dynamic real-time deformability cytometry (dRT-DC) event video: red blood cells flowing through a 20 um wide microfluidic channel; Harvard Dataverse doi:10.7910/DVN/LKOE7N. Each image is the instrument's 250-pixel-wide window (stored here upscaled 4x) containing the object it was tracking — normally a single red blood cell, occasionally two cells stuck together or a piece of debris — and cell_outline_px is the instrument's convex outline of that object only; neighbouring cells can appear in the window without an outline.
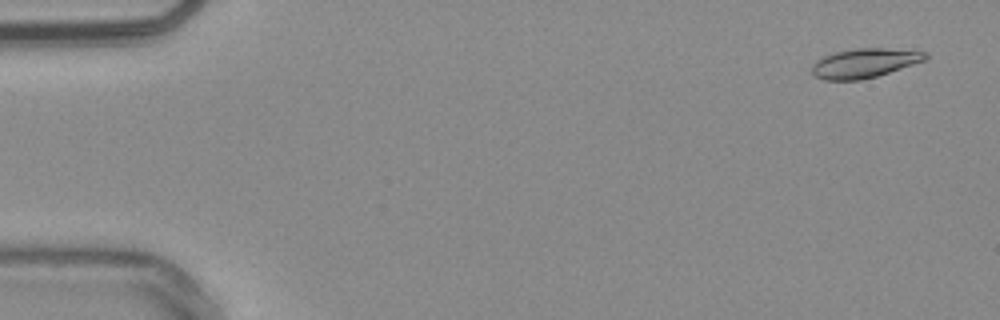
{"species": "common noctule bat (a hibernating species)", "species_latin": "Nyctalus noctula", "temperature_condition": "warm", "stored_images_in_passage": 54, "camera_frame_rate_fps": 3000, "um_per_image_px": 0.085, "animal": {"sex": "male", "body_mass_g": 20.4}, "frame": {"image": 1, "passage_image": 3, "time_ms": 0.667, "image_size_px": [1000, 320], "cell_outline_px": [[928, 56], [924, 60], [876, 76], [860, 80], [824, 80], [816, 76], [812, 72], [812, 64], [816, 60], [824, 56], [836, 52], [856, 48], [916, 48], [928, 52]], "centroid_in_image_um": [73.53, 5.33], "position_along_channel_um": 11.5, "area_um2": 19.54}}
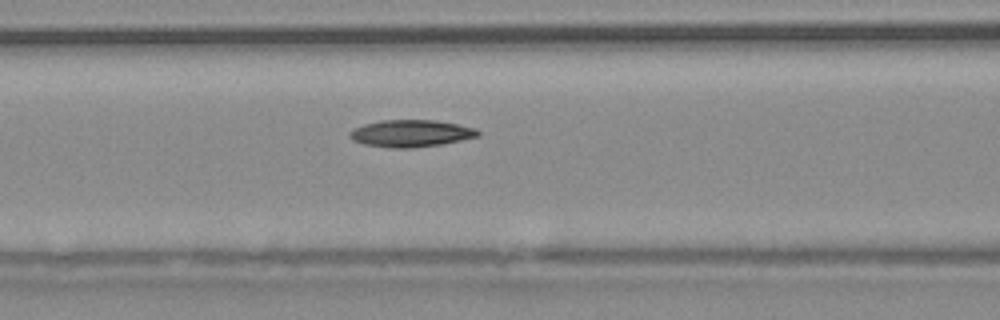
{"frame": {"image": 2, "passage_image": 23, "time_ms": 7.333, "image_size_px": [1000, 320], "cell_outline_px": [[480, 136], [440, 144], [412, 148], [392, 148], [364, 144], [352, 140], [348, 136], [348, 132], [352, 128], [364, 124], [380, 120], [436, 120], [476, 128], [480, 132]], "centroid_in_image_um": [34.89, 11.33], "position_along_channel_um": 131.7, "area_um2": 20.29}}
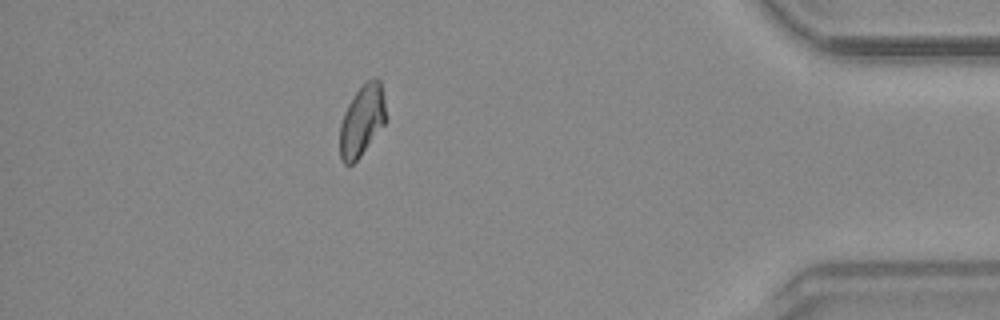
{"frame": {"image": 3, "passage_image": 48, "time_ms": 15.667, "image_size_px": [1000, 320], "cell_outline_px": [[388, 120], [360, 156], [352, 164], [344, 164], [340, 160], [340, 124], [344, 112], [348, 104], [356, 92], [368, 80], [376, 76], [380, 80], [388, 116]], "centroid_in_image_um": [30.79, 10.25], "position_along_channel_um": 404.4, "area_um2": 19.25}}